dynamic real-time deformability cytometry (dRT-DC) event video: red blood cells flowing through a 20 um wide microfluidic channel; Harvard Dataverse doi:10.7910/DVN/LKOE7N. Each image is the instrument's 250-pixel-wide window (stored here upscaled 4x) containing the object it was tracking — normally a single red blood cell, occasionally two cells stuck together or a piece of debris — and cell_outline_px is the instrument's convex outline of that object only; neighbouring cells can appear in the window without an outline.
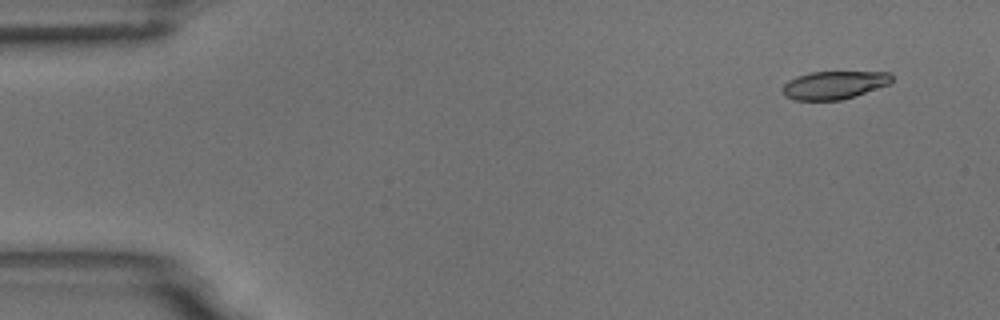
{"species": "common noctule bat (a hibernating species)", "species_latin": "Nyctalus noctula", "temperature_condition": "room temperature", "stored_images_in_passage": 6, "camera_frame_rate_fps": 3000, "um_per_image_px": 0.085, "animal": {"sex": "male", "body_mass_g": 18.8}, "frame": {"image": 1, "passage_image": 2, "time_ms": 0.333, "image_size_px": [1000, 320], "cell_outline_px": [[892, 80], [888, 84], [840, 100], [792, 100], [784, 96], [784, 84], [788, 80], [796, 76], [808, 72], [888, 72], [892, 76]], "centroid_in_image_um": [70.84, 7.22], "position_along_channel_um": 14.2, "area_um2": 17.57}}
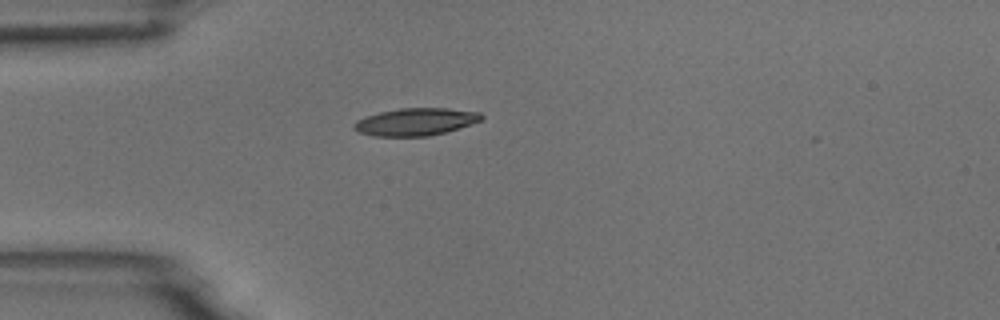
{"frame": {"image": 2, "passage_image": 5, "time_ms": 1.333, "image_size_px": [1000, 320], "cell_outline_px": [[484, 120], [460, 128], [428, 136], [372, 136], [360, 132], [352, 128], [352, 124], [356, 120], [380, 112], [400, 108], [448, 108], [480, 112], [484, 116]], "centroid_in_image_um": [35.36, 10.35], "position_along_channel_um": 49.6, "area_um2": 20.46}}